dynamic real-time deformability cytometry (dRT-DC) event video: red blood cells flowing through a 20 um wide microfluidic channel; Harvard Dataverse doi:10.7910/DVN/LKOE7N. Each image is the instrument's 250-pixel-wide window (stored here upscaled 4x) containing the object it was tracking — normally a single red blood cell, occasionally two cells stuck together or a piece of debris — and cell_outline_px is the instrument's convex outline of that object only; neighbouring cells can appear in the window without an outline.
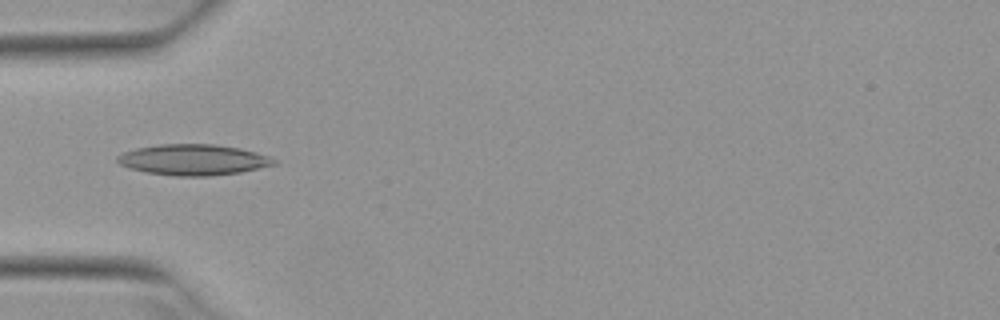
{"species": "Egyptian fruit bat (a non-hibernating species)", "species_latin": "Rousettus aegyptiacus", "temperature_condition": "warm", "stored_images_in_passage": 3, "camera_frame_rate_fps": 3000, "um_per_image_px": 0.085, "animal": {"sex": "female"}, "frame": {"image": 1, "passage_image": 3, "time_ms": 0.667, "image_size_px": [1000, 320], "cell_outline_px": [[276, 164], [240, 172], [208, 176], [172, 176], [144, 172], [128, 168], [120, 164], [116, 160], [116, 156], [124, 152], [136, 148], [160, 144], [216, 144], [240, 148], [256, 152], [268, 156], [276, 160]], "centroid_in_image_um": [16.39, 13.58], "position_along_channel_um": 68.6, "area_um2": 28.21}}